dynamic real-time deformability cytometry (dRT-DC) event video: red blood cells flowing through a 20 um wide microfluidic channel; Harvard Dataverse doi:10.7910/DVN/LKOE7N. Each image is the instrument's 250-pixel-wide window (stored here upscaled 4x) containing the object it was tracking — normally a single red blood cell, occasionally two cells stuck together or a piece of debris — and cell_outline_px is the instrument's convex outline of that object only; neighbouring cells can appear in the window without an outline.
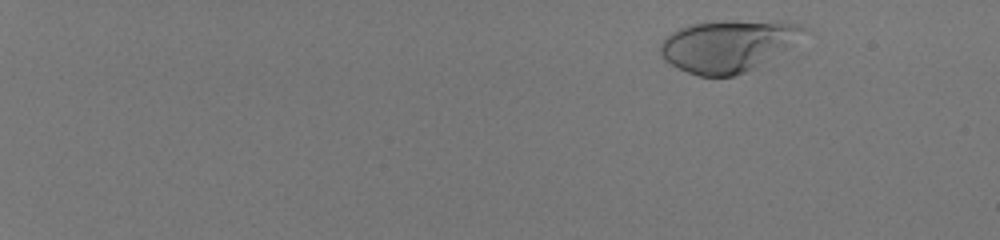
{"species": "human", "species_latin": "Homo sapiens", "temperature_condition": "room temperature", "stored_images_in_passage": 53, "camera_frame_rate_fps": 3000, "um_per_image_px": 0.085, "donor": {"sex": "male"}, "frame": {"image": 1, "passage_image": 5, "time_ms": 1.333, "image_size_px": [1000, 240], "cell_outline_px": [[808, 28], [788, 48], [752, 68], [736, 76], [700, 76], [688, 72], [664, 60], [660, 56], [660, 44], [664, 36], [680, 28], [692, 24], [712, 20], [776, 20], [800, 24]], "centroid_in_image_um": [61.85, 3.85], "position_along_channel_um": 23.2, "area_um2": 43.35}}
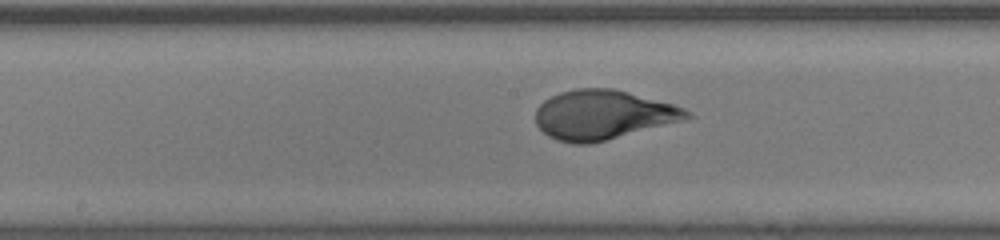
{"frame": {"image": 2, "passage_image": 32, "time_ms": 10.333, "image_size_px": [1000, 240], "cell_outline_px": [[696, 116], [684, 120], [588, 144], [572, 144], [556, 140], [548, 136], [536, 124], [536, 108], [544, 100], [560, 92], [576, 88], [612, 88], [628, 92], [672, 104], [684, 108], [692, 112]], "centroid_in_image_um": [51.24, 9.75], "position_along_channel_um": 197.0, "area_um2": 43.29}}
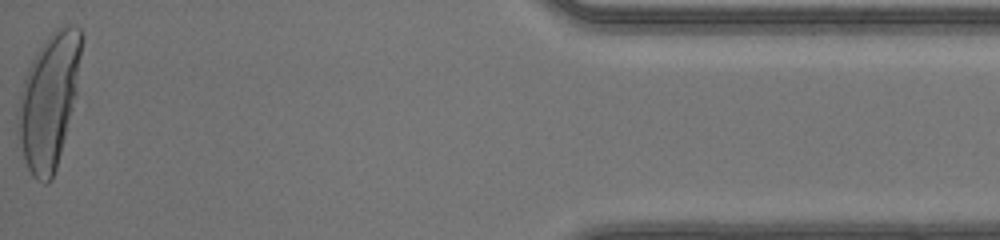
{"frame": {"image": 3, "passage_image": 53, "time_ms": 17.333, "image_size_px": [1000, 240], "cell_outline_px": [[84, 36], [76, 96], [56, 168], [52, 180], [48, 184], [44, 184], [36, 180], [32, 176], [24, 160], [16, 132], [16, 112], [20, 92], [28, 68], [32, 60], [44, 40], [56, 28], [68, 24], [72, 24], [80, 28]], "centroid_in_image_um": [4.16, 8.55], "position_along_channel_um": 431.0, "area_um2": 50.23}, "authors_computed_cell_mechanics": {"area_um2": 42.4252, "velocity_mm_per_s": 4.1324, "shape_relaxation_time_tau1_ms": 4.491, "shape_relaxation_time_tau2_ms": null, "deformation_change_tau1": 0.2421, "deformation_change_tau2": null}}